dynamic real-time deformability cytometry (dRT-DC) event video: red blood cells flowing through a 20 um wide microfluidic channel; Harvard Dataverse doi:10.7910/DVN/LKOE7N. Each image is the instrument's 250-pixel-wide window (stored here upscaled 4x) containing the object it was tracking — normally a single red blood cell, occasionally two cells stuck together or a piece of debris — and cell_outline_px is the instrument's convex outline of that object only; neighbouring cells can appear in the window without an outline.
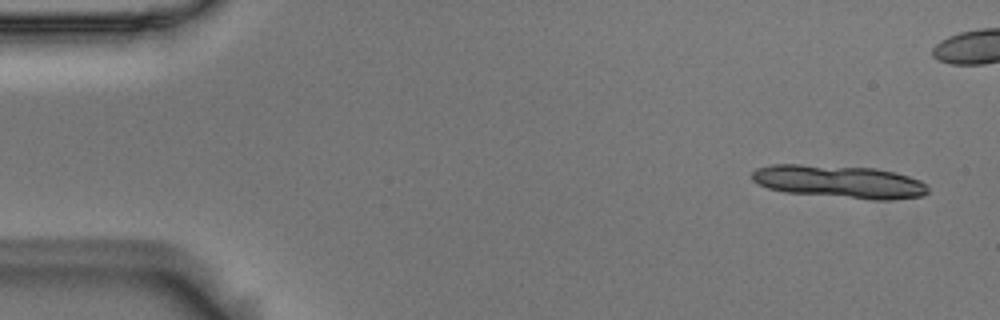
{"species": "Egyptian fruit bat (a non-hibernating species)", "species_latin": "Rousettus aegyptiacus", "temperature_condition": "room temperature", "stored_images_in_passage": 5, "camera_frame_rate_fps": 3000, "um_per_image_px": 0.085, "animal": {"sex": "male"}, "frame": {"image": 1, "passage_image": 1, "time_ms": 0.0, "image_size_px": [1000, 320], "cell_outline_px": [[928, 192], [924, 196], [888, 200], [872, 200], [784, 192], [768, 188], [752, 180], [752, 172], [756, 168], [772, 164], [800, 164], [876, 168], [896, 172], [920, 180], [928, 188]], "centroid_in_image_um": [71.35, 15.44], "position_along_channel_um": 13.7, "area_um2": 33.93}}